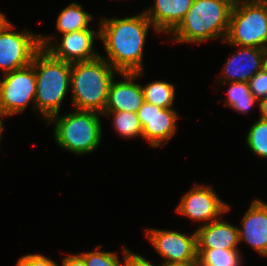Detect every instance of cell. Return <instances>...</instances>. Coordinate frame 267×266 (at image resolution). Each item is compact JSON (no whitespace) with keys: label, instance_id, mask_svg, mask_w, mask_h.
<instances>
[{"label":"cell","instance_id":"cell-1","mask_svg":"<svg viewBox=\"0 0 267 266\" xmlns=\"http://www.w3.org/2000/svg\"><path fill=\"white\" fill-rule=\"evenodd\" d=\"M100 41L107 57L104 58L118 73L143 71V53L150 28L157 30L144 12L125 18L101 17Z\"/></svg>","mask_w":267,"mask_h":266},{"label":"cell","instance_id":"cell-2","mask_svg":"<svg viewBox=\"0 0 267 266\" xmlns=\"http://www.w3.org/2000/svg\"><path fill=\"white\" fill-rule=\"evenodd\" d=\"M235 0H194L179 26L170 34L175 43L225 41Z\"/></svg>","mask_w":267,"mask_h":266},{"label":"cell","instance_id":"cell-3","mask_svg":"<svg viewBox=\"0 0 267 266\" xmlns=\"http://www.w3.org/2000/svg\"><path fill=\"white\" fill-rule=\"evenodd\" d=\"M36 75L35 111L47 121L60 114L61 104L70 93L71 63L55 59L45 49H40L31 63Z\"/></svg>","mask_w":267,"mask_h":266},{"label":"cell","instance_id":"cell-4","mask_svg":"<svg viewBox=\"0 0 267 266\" xmlns=\"http://www.w3.org/2000/svg\"><path fill=\"white\" fill-rule=\"evenodd\" d=\"M118 72L101 56L71 64L70 90L73 109L103 113L108 89Z\"/></svg>","mask_w":267,"mask_h":266},{"label":"cell","instance_id":"cell-5","mask_svg":"<svg viewBox=\"0 0 267 266\" xmlns=\"http://www.w3.org/2000/svg\"><path fill=\"white\" fill-rule=\"evenodd\" d=\"M101 113L76 110L59 116L55 114L46 122L54 123L53 136L60 148L77 155H86L98 149L102 140Z\"/></svg>","mask_w":267,"mask_h":266},{"label":"cell","instance_id":"cell-6","mask_svg":"<svg viewBox=\"0 0 267 266\" xmlns=\"http://www.w3.org/2000/svg\"><path fill=\"white\" fill-rule=\"evenodd\" d=\"M228 45L263 48L267 44V4L264 0H235L225 41Z\"/></svg>","mask_w":267,"mask_h":266},{"label":"cell","instance_id":"cell-7","mask_svg":"<svg viewBox=\"0 0 267 266\" xmlns=\"http://www.w3.org/2000/svg\"><path fill=\"white\" fill-rule=\"evenodd\" d=\"M42 35L40 33V46L55 59L68 63L91 61L101 54L94 51L95 38L100 39V28L95 32L89 29L62 34L60 41L57 36ZM53 37V38H52ZM54 39V40H53ZM53 40V41H52Z\"/></svg>","mask_w":267,"mask_h":266},{"label":"cell","instance_id":"cell-8","mask_svg":"<svg viewBox=\"0 0 267 266\" xmlns=\"http://www.w3.org/2000/svg\"><path fill=\"white\" fill-rule=\"evenodd\" d=\"M10 22L0 31V70L2 74L26 67L41 49L40 34L29 30L15 31Z\"/></svg>","mask_w":267,"mask_h":266},{"label":"cell","instance_id":"cell-9","mask_svg":"<svg viewBox=\"0 0 267 266\" xmlns=\"http://www.w3.org/2000/svg\"><path fill=\"white\" fill-rule=\"evenodd\" d=\"M0 80V107L7 117L23 113L33 104L35 110L36 75L32 64L6 73Z\"/></svg>","mask_w":267,"mask_h":266},{"label":"cell","instance_id":"cell-10","mask_svg":"<svg viewBox=\"0 0 267 266\" xmlns=\"http://www.w3.org/2000/svg\"><path fill=\"white\" fill-rule=\"evenodd\" d=\"M231 209L230 205L225 203L211 185L194 184L188 192L184 193L176 212L180 215L206 225L216 221Z\"/></svg>","mask_w":267,"mask_h":266},{"label":"cell","instance_id":"cell-11","mask_svg":"<svg viewBox=\"0 0 267 266\" xmlns=\"http://www.w3.org/2000/svg\"><path fill=\"white\" fill-rule=\"evenodd\" d=\"M145 232V237L164 258L163 262H198L196 231L188 235L175 230L146 228Z\"/></svg>","mask_w":267,"mask_h":266},{"label":"cell","instance_id":"cell-12","mask_svg":"<svg viewBox=\"0 0 267 266\" xmlns=\"http://www.w3.org/2000/svg\"><path fill=\"white\" fill-rule=\"evenodd\" d=\"M143 139L157 148L169 142L177 132L179 115L173 108H162L144 102L137 111Z\"/></svg>","mask_w":267,"mask_h":266},{"label":"cell","instance_id":"cell-13","mask_svg":"<svg viewBox=\"0 0 267 266\" xmlns=\"http://www.w3.org/2000/svg\"><path fill=\"white\" fill-rule=\"evenodd\" d=\"M124 78L116 80L113 78L108 89V99L104 111H126L134 112L140 109L145 102L141 84L135 82L139 77L145 75L144 71L134 73H118ZM115 80V81H114Z\"/></svg>","mask_w":267,"mask_h":266},{"label":"cell","instance_id":"cell-14","mask_svg":"<svg viewBox=\"0 0 267 266\" xmlns=\"http://www.w3.org/2000/svg\"><path fill=\"white\" fill-rule=\"evenodd\" d=\"M239 243L245 242L267 258V202L255 199L241 219Z\"/></svg>","mask_w":267,"mask_h":266},{"label":"cell","instance_id":"cell-15","mask_svg":"<svg viewBox=\"0 0 267 266\" xmlns=\"http://www.w3.org/2000/svg\"><path fill=\"white\" fill-rule=\"evenodd\" d=\"M262 68L261 48L238 46L235 54L227 58L218 82H249Z\"/></svg>","mask_w":267,"mask_h":266},{"label":"cell","instance_id":"cell-16","mask_svg":"<svg viewBox=\"0 0 267 266\" xmlns=\"http://www.w3.org/2000/svg\"><path fill=\"white\" fill-rule=\"evenodd\" d=\"M194 0H154L144 11L158 33L170 35L182 22Z\"/></svg>","mask_w":267,"mask_h":266},{"label":"cell","instance_id":"cell-17","mask_svg":"<svg viewBox=\"0 0 267 266\" xmlns=\"http://www.w3.org/2000/svg\"><path fill=\"white\" fill-rule=\"evenodd\" d=\"M197 249H239V229L222 219L196 229Z\"/></svg>","mask_w":267,"mask_h":266},{"label":"cell","instance_id":"cell-18","mask_svg":"<svg viewBox=\"0 0 267 266\" xmlns=\"http://www.w3.org/2000/svg\"><path fill=\"white\" fill-rule=\"evenodd\" d=\"M92 14L84 11L81 4L72 2L58 15L56 28L62 34L89 29V23L93 20Z\"/></svg>","mask_w":267,"mask_h":266},{"label":"cell","instance_id":"cell-19","mask_svg":"<svg viewBox=\"0 0 267 266\" xmlns=\"http://www.w3.org/2000/svg\"><path fill=\"white\" fill-rule=\"evenodd\" d=\"M222 84H229L227 94H225L227 95V99L224 100L225 106L246 114L253 106L259 105V101L250 91L248 82H227Z\"/></svg>","mask_w":267,"mask_h":266},{"label":"cell","instance_id":"cell-20","mask_svg":"<svg viewBox=\"0 0 267 266\" xmlns=\"http://www.w3.org/2000/svg\"><path fill=\"white\" fill-rule=\"evenodd\" d=\"M144 100L162 108H173L175 99L174 84L162 80L141 85Z\"/></svg>","mask_w":267,"mask_h":266},{"label":"cell","instance_id":"cell-21","mask_svg":"<svg viewBox=\"0 0 267 266\" xmlns=\"http://www.w3.org/2000/svg\"><path fill=\"white\" fill-rule=\"evenodd\" d=\"M198 266H241L240 249H197Z\"/></svg>","mask_w":267,"mask_h":266},{"label":"cell","instance_id":"cell-22","mask_svg":"<svg viewBox=\"0 0 267 266\" xmlns=\"http://www.w3.org/2000/svg\"><path fill=\"white\" fill-rule=\"evenodd\" d=\"M102 116L111 117L112 125L116 133L124 139L141 137L142 127L137 113L126 111H104Z\"/></svg>","mask_w":267,"mask_h":266},{"label":"cell","instance_id":"cell-23","mask_svg":"<svg viewBox=\"0 0 267 266\" xmlns=\"http://www.w3.org/2000/svg\"><path fill=\"white\" fill-rule=\"evenodd\" d=\"M247 147L253 154L267 159V122L258 118L247 131Z\"/></svg>","mask_w":267,"mask_h":266},{"label":"cell","instance_id":"cell-24","mask_svg":"<svg viewBox=\"0 0 267 266\" xmlns=\"http://www.w3.org/2000/svg\"><path fill=\"white\" fill-rule=\"evenodd\" d=\"M101 245L96 246L94 251L79 253L87 266H123L117 253L114 251H102Z\"/></svg>","mask_w":267,"mask_h":266},{"label":"cell","instance_id":"cell-25","mask_svg":"<svg viewBox=\"0 0 267 266\" xmlns=\"http://www.w3.org/2000/svg\"><path fill=\"white\" fill-rule=\"evenodd\" d=\"M250 91L260 102L267 98V70L262 68L249 80Z\"/></svg>","mask_w":267,"mask_h":266},{"label":"cell","instance_id":"cell-26","mask_svg":"<svg viewBox=\"0 0 267 266\" xmlns=\"http://www.w3.org/2000/svg\"><path fill=\"white\" fill-rule=\"evenodd\" d=\"M16 266H59L57 262L42 254H27L21 256Z\"/></svg>","mask_w":267,"mask_h":266},{"label":"cell","instance_id":"cell-27","mask_svg":"<svg viewBox=\"0 0 267 266\" xmlns=\"http://www.w3.org/2000/svg\"><path fill=\"white\" fill-rule=\"evenodd\" d=\"M123 266H155L150 260L145 259L144 256L134 253L129 249L123 248ZM157 266V265H156ZM159 266V265H158Z\"/></svg>","mask_w":267,"mask_h":266},{"label":"cell","instance_id":"cell-28","mask_svg":"<svg viewBox=\"0 0 267 266\" xmlns=\"http://www.w3.org/2000/svg\"><path fill=\"white\" fill-rule=\"evenodd\" d=\"M61 266H87L84 258L80 254H72L64 257Z\"/></svg>","mask_w":267,"mask_h":266},{"label":"cell","instance_id":"cell-29","mask_svg":"<svg viewBox=\"0 0 267 266\" xmlns=\"http://www.w3.org/2000/svg\"><path fill=\"white\" fill-rule=\"evenodd\" d=\"M259 112H260V118H262L265 122H267V98L262 99L259 102Z\"/></svg>","mask_w":267,"mask_h":266},{"label":"cell","instance_id":"cell-30","mask_svg":"<svg viewBox=\"0 0 267 266\" xmlns=\"http://www.w3.org/2000/svg\"><path fill=\"white\" fill-rule=\"evenodd\" d=\"M159 266H198V262L189 263H172V262H162Z\"/></svg>","mask_w":267,"mask_h":266},{"label":"cell","instance_id":"cell-31","mask_svg":"<svg viewBox=\"0 0 267 266\" xmlns=\"http://www.w3.org/2000/svg\"><path fill=\"white\" fill-rule=\"evenodd\" d=\"M9 23L10 21L5 17L2 12H0V31H2Z\"/></svg>","mask_w":267,"mask_h":266},{"label":"cell","instance_id":"cell-32","mask_svg":"<svg viewBox=\"0 0 267 266\" xmlns=\"http://www.w3.org/2000/svg\"><path fill=\"white\" fill-rule=\"evenodd\" d=\"M263 68L267 70V44L261 48Z\"/></svg>","mask_w":267,"mask_h":266},{"label":"cell","instance_id":"cell-33","mask_svg":"<svg viewBox=\"0 0 267 266\" xmlns=\"http://www.w3.org/2000/svg\"><path fill=\"white\" fill-rule=\"evenodd\" d=\"M2 117H7L6 114L4 113V111L2 110V108L0 107V140L2 139L3 135V131H4V126H3V119Z\"/></svg>","mask_w":267,"mask_h":266}]
</instances>
